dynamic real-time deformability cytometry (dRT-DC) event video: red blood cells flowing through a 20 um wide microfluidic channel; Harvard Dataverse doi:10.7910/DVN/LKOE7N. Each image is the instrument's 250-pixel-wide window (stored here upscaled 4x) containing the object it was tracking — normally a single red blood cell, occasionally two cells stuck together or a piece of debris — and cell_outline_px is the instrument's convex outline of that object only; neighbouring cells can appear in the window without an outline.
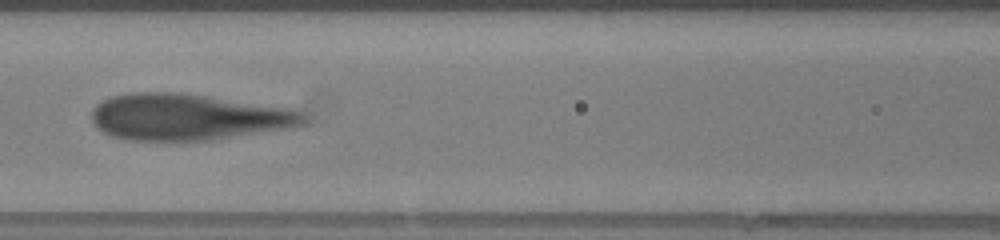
{"species": "human", "species_latin": "Homo sapiens", "temperature_condition": "warm", "stored_images_in_passage": 18, "camera_frame_rate_fps": 3000, "um_per_image_px": 0.085, "donor": {"sex": "female"}, "frame": {"image": 1, "passage_image": 11, "time_ms": 3.333, "image_size_px": [1000, 240], "cell_outline_px": [[308, 124], [288, 128], [212, 140], [128, 140], [112, 136], [104, 132], [92, 120], [92, 112], [96, 104], [112, 96], [136, 92], [176, 92], [288, 108], [300, 112], [308, 120]], "centroid_in_image_um": [15.98, 9.95], "position_along_channel_um": 150.6, "area_um2": 56.64}}